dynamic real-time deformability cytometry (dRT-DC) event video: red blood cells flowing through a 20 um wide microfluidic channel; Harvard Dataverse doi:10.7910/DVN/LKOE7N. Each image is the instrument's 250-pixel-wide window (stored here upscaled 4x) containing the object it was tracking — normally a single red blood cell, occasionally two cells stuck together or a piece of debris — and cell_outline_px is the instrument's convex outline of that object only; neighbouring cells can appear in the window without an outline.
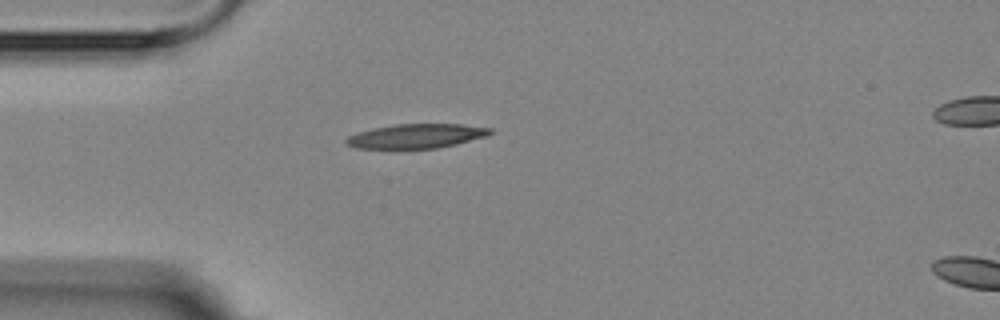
{"species": "Egyptian fruit bat (a non-hibernating species)", "species_latin": "Rousettus aegyptiacus", "temperature_condition": "room temperature", "stored_images_in_passage": 4, "camera_frame_rate_fps": 3000, "um_per_image_px": 0.085, "animal": {"sex": "female"}, "frame": {"image": 1, "passage_image": 3, "time_ms": 3.333, "image_size_px": [1000, 320], "cell_outline_px": [[496, 132], [488, 136], [456, 144], [436, 148], [356, 148], [344, 144], [344, 140], [348, 136], [360, 132], [376, 128], [396, 124], [460, 124], [492, 128]], "centroid_in_image_um": [35.44, 11.56], "position_along_channel_um": 49.6, "area_um2": 20.35}}